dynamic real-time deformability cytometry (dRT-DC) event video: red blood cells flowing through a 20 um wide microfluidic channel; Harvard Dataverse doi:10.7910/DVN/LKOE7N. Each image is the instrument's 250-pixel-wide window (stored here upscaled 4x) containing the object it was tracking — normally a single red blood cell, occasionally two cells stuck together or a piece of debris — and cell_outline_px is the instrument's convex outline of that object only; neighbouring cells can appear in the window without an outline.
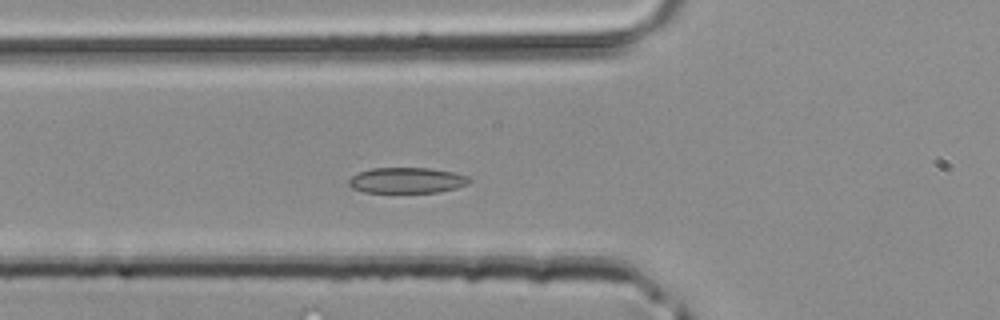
{"species": "common noctule bat (a hibernating species)", "species_latin": "Nyctalus noctula", "temperature_condition": "room temperature", "stored_images_in_passage": 40, "camera_frame_rate_fps": 3000, "um_per_image_px": 0.085, "animal": {"sex": "male", "body_mass_g": 20.4}, "frame": {"image": 1, "passage_image": 11, "time_ms": 3.333, "image_size_px": [1000, 320], "cell_outline_px": [[472, 180], [468, 184], [456, 188], [440, 192], [364, 192], [352, 188], [348, 184], [348, 180], [352, 176], [360, 172], [372, 168], [428, 168], [452, 172], [468, 176]], "centroid_in_image_um": [34.59, 15.33], "position_along_channel_um": 91.2, "area_um2": 17.98}}
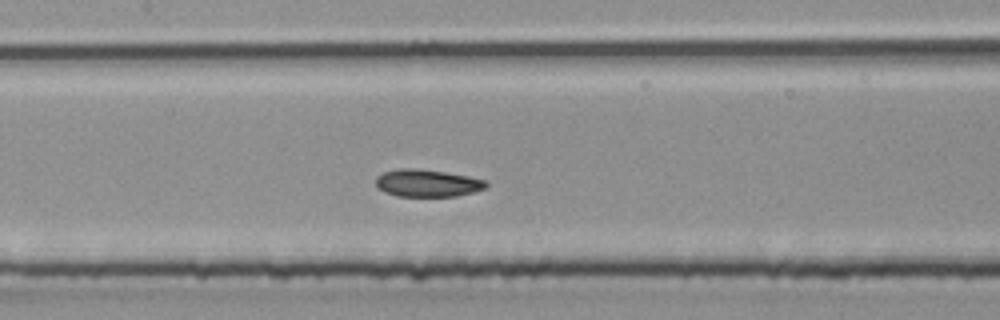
{"frame": {"image": 2, "passage_image": 16, "time_ms": 5.0, "image_size_px": [1000, 320], "cell_outline_px": [[488, 184], [484, 188], [472, 192], [456, 196], [396, 196], [384, 192], [376, 188], [376, 176], [384, 172], [400, 168], [416, 168], [444, 172], [468, 176], [488, 180]], "centroid_in_image_um": [36.29, 15.56], "position_along_channel_um": 171.1, "area_um2": 17.63}}
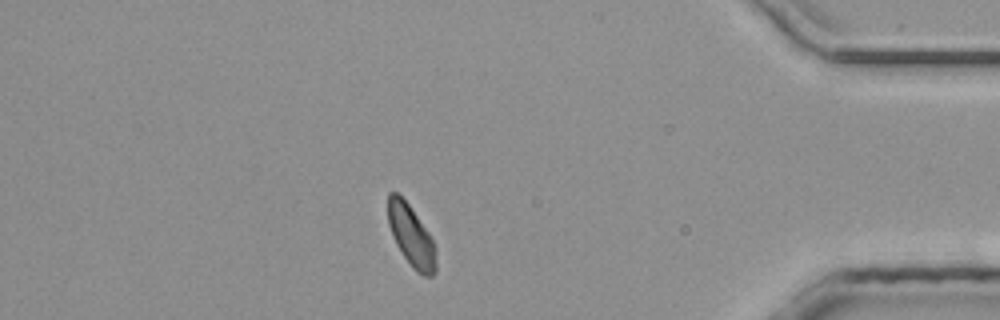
{"frame": {"image": 3, "passage_image": 33, "time_ms": 10.667, "image_size_px": [1000, 320], "cell_outline_px": [[436, 272], [432, 276], [424, 276], [416, 272], [412, 268], [396, 244], [392, 236], [388, 224], [388, 192], [396, 192], [408, 204], [428, 232], [432, 240], [436, 264]], "centroid_in_image_um": [34.93, 20.06], "position_along_channel_um": 400.3, "area_um2": 16.82}}